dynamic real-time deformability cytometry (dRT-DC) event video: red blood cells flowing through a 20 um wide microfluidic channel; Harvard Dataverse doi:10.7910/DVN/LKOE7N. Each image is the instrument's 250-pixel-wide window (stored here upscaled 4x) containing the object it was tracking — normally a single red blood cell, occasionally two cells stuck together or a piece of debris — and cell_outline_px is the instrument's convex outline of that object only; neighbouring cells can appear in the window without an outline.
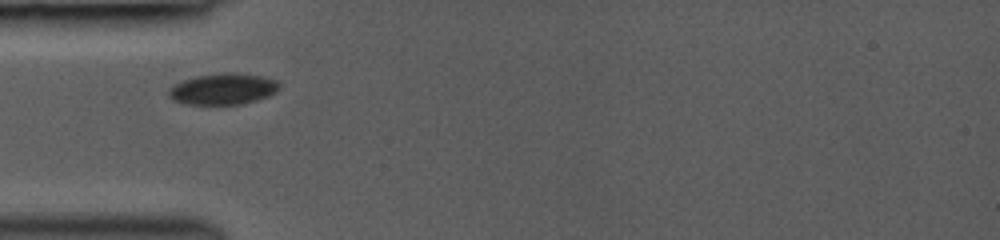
{"species": "common noctule bat (a hibernating species)", "species_latin": "Nyctalus noctula", "temperature_condition": "room temperature", "stored_images_in_passage": 8, "camera_frame_rate_fps": 3000, "um_per_image_px": 0.085, "animal": {"sex": "female", "body_mass_g": 19.0, "forearm_length_mm": 53.3}, "frame": {"image": 1, "passage_image": 1, "time_ms": 0.0, "image_size_px": [1000, 240], "cell_outline_px": [[280, 88], [276, 92], [268, 96], [244, 104], [184, 104], [172, 100], [168, 96], [168, 88], [184, 80], [196, 76], [220, 72], [236, 72], [260, 76], [276, 80], [280, 84]], "centroid_in_image_um": [18.95, 7.56], "position_along_channel_um": 66.0, "area_um2": 20.29}}
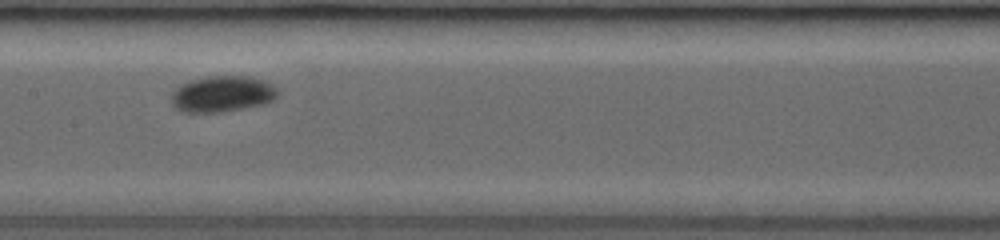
{"frame": {"image": 2, "passage_image": 4, "time_ms": 3.0, "image_size_px": [1000, 240], "cell_outline_px": [[280, 92], [272, 100], [264, 104], [220, 112], [184, 112], [176, 108], [172, 104], [172, 92], [180, 84], [188, 80], [208, 76], [248, 76], [272, 84]], "centroid_in_image_um": [18.87, 7.98], "position_along_channel_um": 188.5, "area_um2": 22.31}}
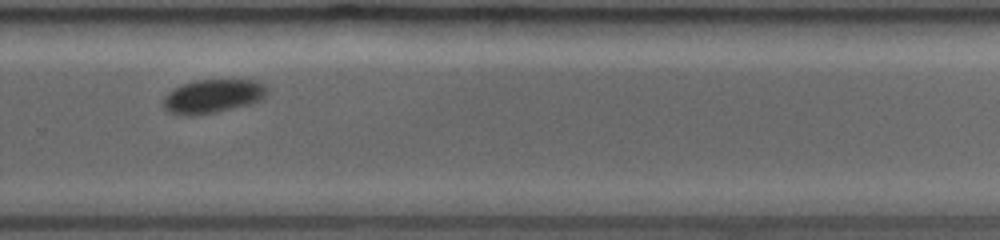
{"frame": {"image": 3, "passage_image": 7, "time_ms": 6.0, "image_size_px": [1000, 240], "cell_outline_px": [[268, 92], [264, 100], [216, 112], [192, 116], [184, 116], [168, 112], [164, 108], [164, 96], [168, 92], [184, 84], [196, 80], [256, 80], [264, 84], [268, 88]], "centroid_in_image_um": [18.12, 8.18], "position_along_channel_um": 311.7, "area_um2": 20.46}}